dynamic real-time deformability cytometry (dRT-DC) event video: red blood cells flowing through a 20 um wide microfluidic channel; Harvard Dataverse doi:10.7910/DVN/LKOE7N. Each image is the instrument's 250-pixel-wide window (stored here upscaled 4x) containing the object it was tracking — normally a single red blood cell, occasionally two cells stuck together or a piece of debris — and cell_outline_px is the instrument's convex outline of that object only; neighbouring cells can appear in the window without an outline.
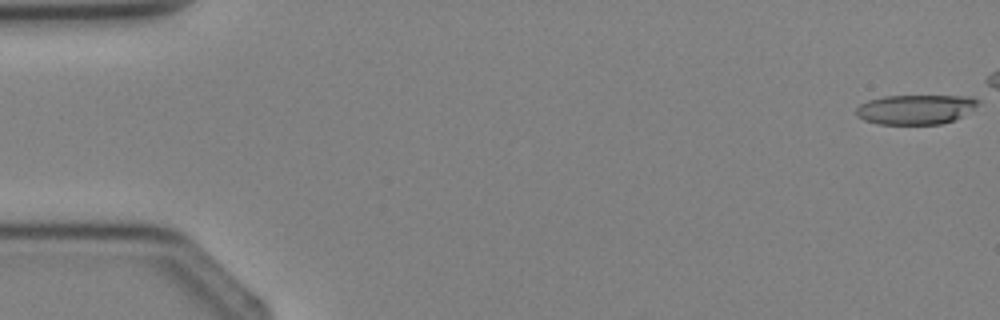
{"species": "Egyptian fruit bat (a non-hibernating species)", "species_latin": "Rousettus aegyptiacus", "temperature_condition": "cold", "stored_images_in_passage": 4, "camera_frame_rate_fps": 3000, "um_per_image_px": 0.085, "animal": {"sex": "female"}, "frame": {"image": 1, "passage_image": 1, "time_ms": 0.0, "image_size_px": [1000, 320], "cell_outline_px": [[980, 100], [972, 108], [960, 116], [952, 120], [940, 124], [880, 124], [864, 120], [856, 116], [856, 108], [860, 104], [868, 100], [884, 96], [972, 96]], "centroid_in_image_um": [77.76, 9.29], "position_along_channel_um": 7.2, "area_um2": 20.81}}